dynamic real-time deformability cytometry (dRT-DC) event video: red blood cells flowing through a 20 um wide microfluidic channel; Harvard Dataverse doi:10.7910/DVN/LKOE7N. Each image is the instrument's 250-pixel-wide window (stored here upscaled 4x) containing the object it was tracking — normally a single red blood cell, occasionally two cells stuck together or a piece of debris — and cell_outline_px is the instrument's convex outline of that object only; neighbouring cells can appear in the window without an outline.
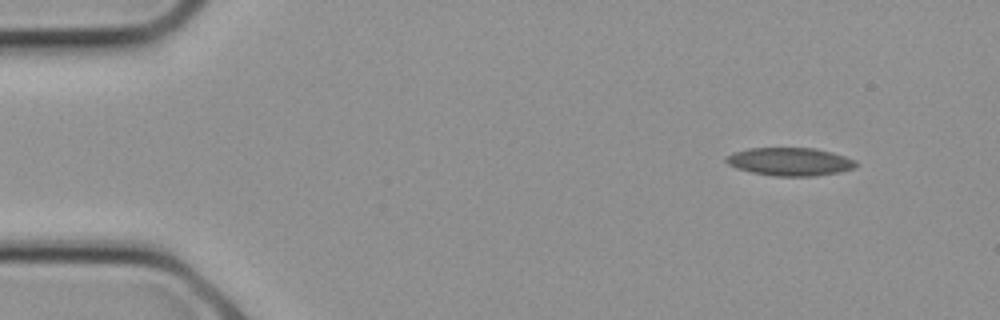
{"species": "common noctule bat (a hibernating species)", "species_latin": "Nyctalus noctula", "temperature_condition": "cold", "stored_images_in_passage": 12, "camera_frame_rate_fps": 3000, "um_per_image_px": 0.085, "animal": {"sex": "female", "body_mass_g": 21.9}, "frame": {"image": 1, "passage_image": 1, "time_ms": 0.0, "image_size_px": [1000, 320], "cell_outline_px": [[856, 168], [840, 172], [816, 176], [776, 176], [752, 172], [736, 168], [728, 164], [724, 160], [724, 156], [732, 152], [748, 148], [816, 148], [832, 152], [856, 160]], "centroid_in_image_um": [67.13, 13.74], "position_along_channel_um": 17.9, "area_um2": 21.44}}
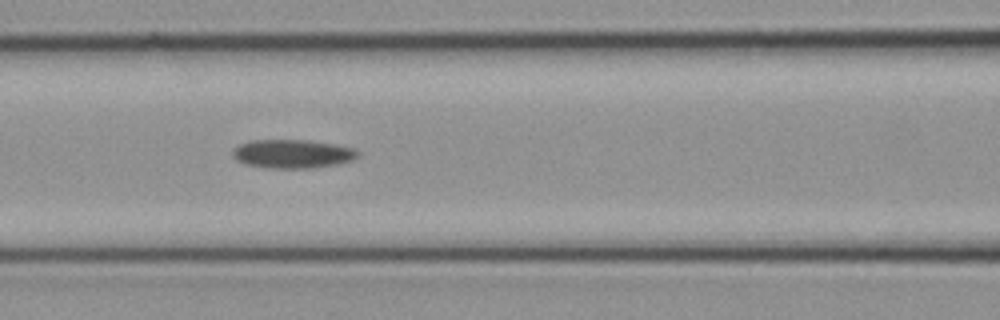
{"frame": {"image": 2, "passage_image": 9, "time_ms": 2.667, "image_size_px": [1000, 320], "cell_outline_px": [[360, 152], [352, 160], [340, 164], [312, 168], [268, 168], [244, 164], [236, 160], [232, 156], [232, 148], [248, 140], [308, 140], [356, 148]], "centroid_in_image_um": [24.83, 13.08], "position_along_channel_um": 141.8, "area_um2": 21.15}}
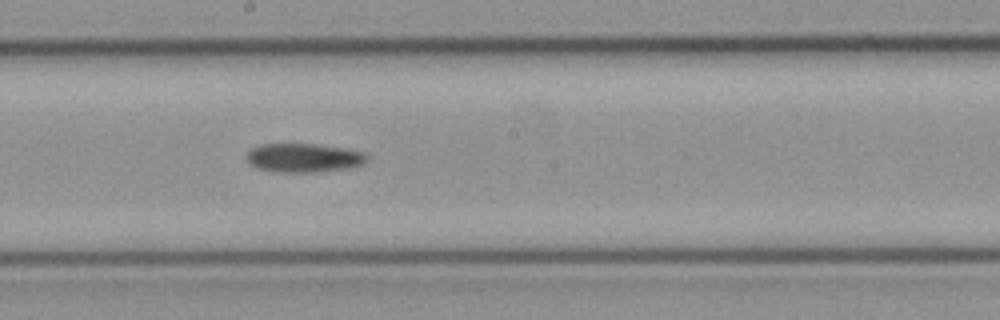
{"frame": {"image": 3, "passage_image": 12, "time_ms": 3.667, "image_size_px": [1000, 320], "cell_outline_px": [[368, 160], [364, 164], [348, 168], [316, 172], [276, 172], [256, 168], [248, 164], [244, 156], [252, 148], [260, 144], [316, 144], [348, 148], [364, 152], [368, 156]], "centroid_in_image_um": [25.81, 13.41], "position_along_channel_um": 222.4, "area_um2": 20.63}}